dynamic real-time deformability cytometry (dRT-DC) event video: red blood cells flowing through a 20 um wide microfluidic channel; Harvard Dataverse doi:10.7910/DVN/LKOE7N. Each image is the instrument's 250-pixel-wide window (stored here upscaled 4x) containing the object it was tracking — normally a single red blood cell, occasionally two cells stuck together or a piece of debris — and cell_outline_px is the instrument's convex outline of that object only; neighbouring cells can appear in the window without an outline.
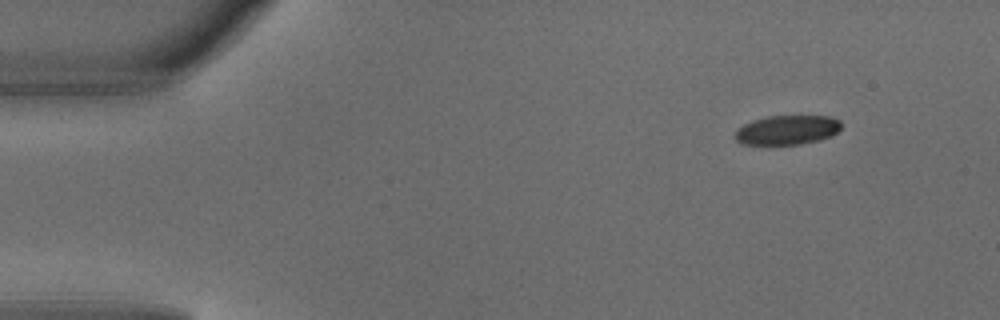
{"species": "common noctule bat (a hibernating species)", "species_latin": "Nyctalus noctula", "temperature_condition": "warm", "stored_images_in_passage": 5, "camera_frame_rate_fps": 3000, "um_per_image_px": 0.085, "animal": {"sex": "male", "body_mass_g": 18.8}, "frame": {"image": 1, "passage_image": 1, "time_ms": 0.0, "image_size_px": [1000, 320], "cell_outline_px": [[840, 128], [832, 136], [820, 140], [800, 144], [740, 144], [736, 140], [736, 132], [744, 124], [752, 120], [768, 116], [832, 116], [840, 120]], "centroid_in_image_um": [66.94, 11.04], "position_along_channel_um": 18.1, "area_um2": 18.09}}
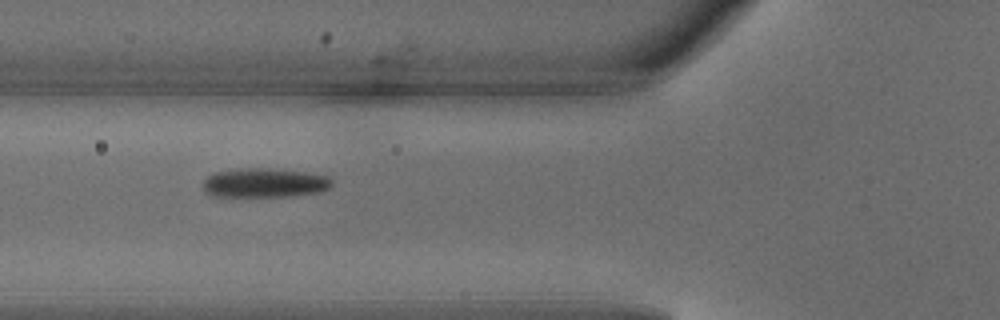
{"frame": {"image": 2, "passage_image": 4, "time_ms": 1.0, "image_size_px": [1000, 320], "cell_outline_px": [[332, 184], [328, 188], [320, 192], [288, 196], [208, 196], [204, 192], [204, 180], [208, 176], [216, 172], [240, 168], [264, 168], [304, 172], [328, 176], [332, 180]], "centroid_in_image_um": [22.46, 15.54], "position_along_channel_um": 103.3, "area_um2": 21.85}}
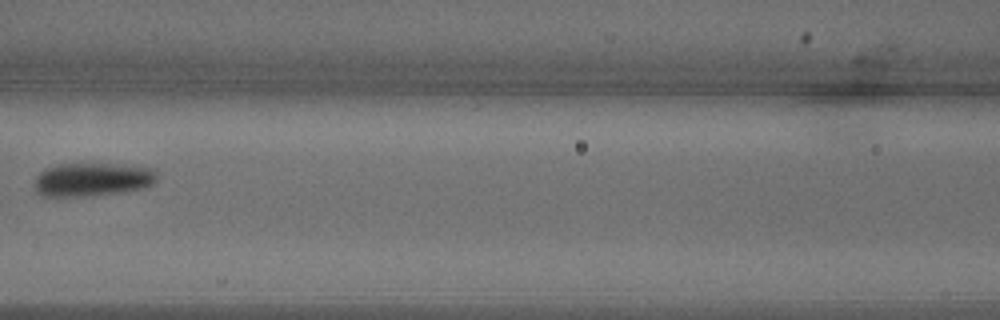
{"frame": {"image": 3, "passage_image": 5, "time_ms": 1.333, "image_size_px": [1000, 320], "cell_outline_px": [[156, 180], [152, 184], [144, 188], [120, 192], [84, 196], [44, 196], [36, 192], [36, 176], [40, 172], [56, 164], [108, 164], [152, 168], [156, 172]], "centroid_in_image_um": [7.84, 15.26], "position_along_channel_um": 158.8, "area_um2": 23.52}}